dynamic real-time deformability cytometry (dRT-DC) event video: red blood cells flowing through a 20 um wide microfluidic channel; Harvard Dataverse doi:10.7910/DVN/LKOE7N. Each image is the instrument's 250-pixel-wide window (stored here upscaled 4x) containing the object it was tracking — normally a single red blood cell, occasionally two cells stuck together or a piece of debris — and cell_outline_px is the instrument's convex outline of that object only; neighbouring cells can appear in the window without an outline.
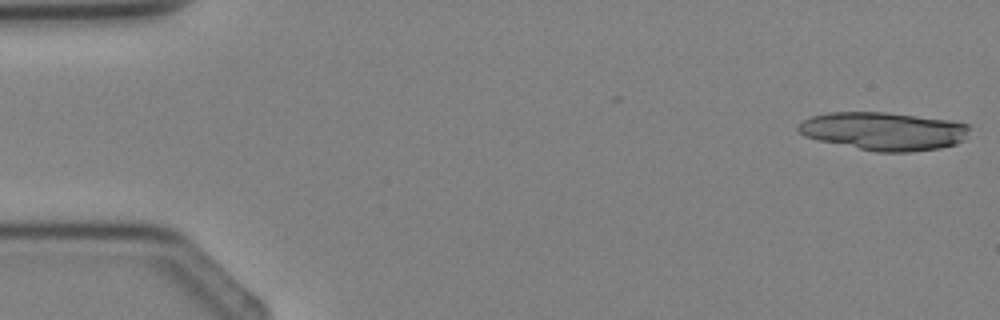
{"species": "Egyptian fruit bat (a non-hibernating species)", "species_latin": "Rousettus aegyptiacus", "temperature_condition": "cold", "stored_images_in_passage": 7, "camera_frame_rate_fps": 3000, "um_per_image_px": 0.085, "animal": {"sex": "female"}, "frame": {"image": 1, "passage_image": 7, "time_ms": 7.0, "image_size_px": [1000, 320], "cell_outline_px": [[968, 132], [964, 140], [956, 144], [940, 148], [912, 152], [876, 152], [820, 140], [804, 136], [796, 128], [800, 120], [812, 116], [828, 112], [888, 112], [952, 120], [968, 124]], "centroid_in_image_um": [75.12, 11.14], "position_along_channel_um": 9.9, "area_um2": 38.26}}